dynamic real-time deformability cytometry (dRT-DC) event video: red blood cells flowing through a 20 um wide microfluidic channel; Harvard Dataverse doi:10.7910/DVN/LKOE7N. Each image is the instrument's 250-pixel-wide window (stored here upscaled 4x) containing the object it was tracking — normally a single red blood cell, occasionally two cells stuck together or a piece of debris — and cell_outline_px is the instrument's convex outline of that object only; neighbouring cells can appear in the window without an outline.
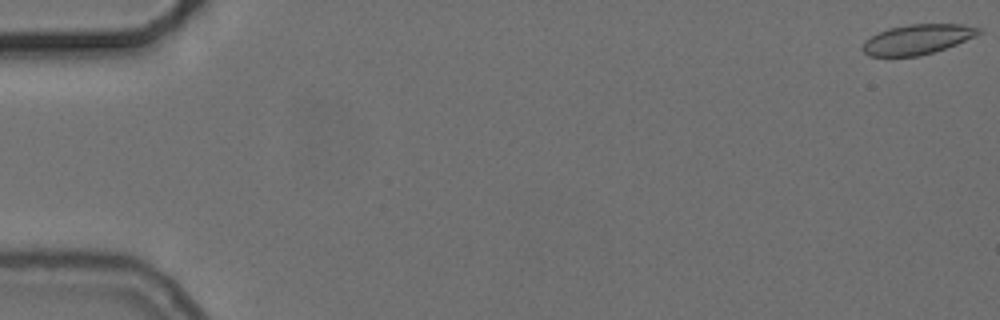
{"species": "common noctule bat (a hibernating species)", "species_latin": "Nyctalus noctula", "temperature_condition": "cold", "stored_images_in_passage": 14, "camera_frame_rate_fps": 3000, "um_per_image_px": 0.085, "animal": {"sex": "female", "body_mass_g": 24.6, "forearm_length_mm": 56.2}, "frame": {"image": 1, "passage_image": 1, "time_ms": 0.0, "image_size_px": [1000, 320], "cell_outline_px": [[984, 32], [976, 36], [956, 44], [932, 52], [916, 56], [868, 56], [860, 48], [864, 40], [888, 28], [908, 24], [960, 24], [984, 28]], "centroid_in_image_um": [77.99, 3.33], "position_along_channel_um": 7.0, "area_um2": 20.29}}